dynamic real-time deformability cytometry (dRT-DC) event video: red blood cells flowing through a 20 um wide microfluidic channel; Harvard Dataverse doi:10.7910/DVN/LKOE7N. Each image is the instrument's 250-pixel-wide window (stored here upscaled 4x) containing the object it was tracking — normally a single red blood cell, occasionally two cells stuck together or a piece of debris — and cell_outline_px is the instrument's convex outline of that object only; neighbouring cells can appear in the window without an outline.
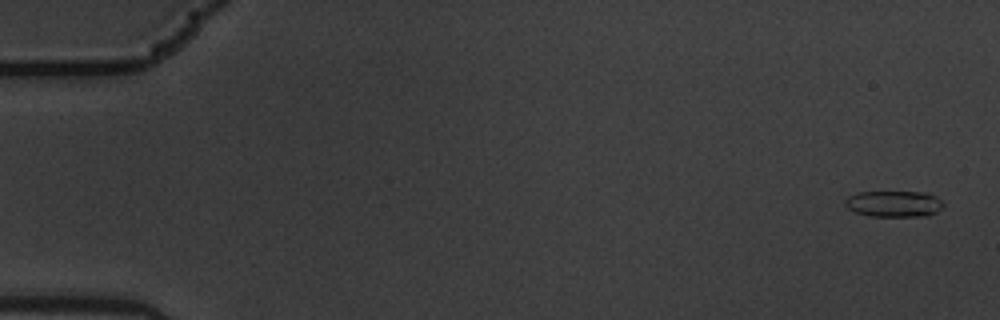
{"species": "common noctule bat (a hibernating species)", "species_latin": "Nyctalus noctula", "temperature_condition": "warm", "stored_images_in_passage": 5, "camera_frame_rate_fps": 3000, "um_per_image_px": 0.085, "animal": {"sex": "male", "body_mass_g": 19.5, "forearm_length_mm": 54.6}, "frame": {"image": 1, "passage_image": 1, "time_ms": 0.0, "image_size_px": [1000, 320], "cell_outline_px": [[944, 208], [928, 216], [868, 216], [852, 212], [844, 204], [844, 200], [848, 196], [856, 192], [928, 192], [936, 196], [944, 204]], "centroid_in_image_um": [75.97, 17.32], "position_along_channel_um": 9.0, "area_um2": 15.32}}
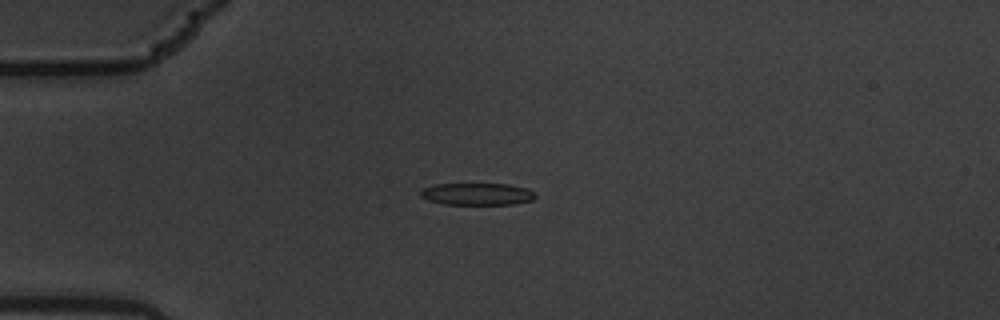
{"frame": {"image": 2, "passage_image": 5, "time_ms": 1.333, "image_size_px": [1000, 320], "cell_outline_px": [[536, 196], [532, 200], [512, 204], [444, 204], [428, 200], [420, 196], [420, 192], [424, 188], [432, 184], [508, 184], [528, 188]], "centroid_in_image_um": [40.54, 16.49], "position_along_channel_um": 44.5, "area_um2": 14.68}}